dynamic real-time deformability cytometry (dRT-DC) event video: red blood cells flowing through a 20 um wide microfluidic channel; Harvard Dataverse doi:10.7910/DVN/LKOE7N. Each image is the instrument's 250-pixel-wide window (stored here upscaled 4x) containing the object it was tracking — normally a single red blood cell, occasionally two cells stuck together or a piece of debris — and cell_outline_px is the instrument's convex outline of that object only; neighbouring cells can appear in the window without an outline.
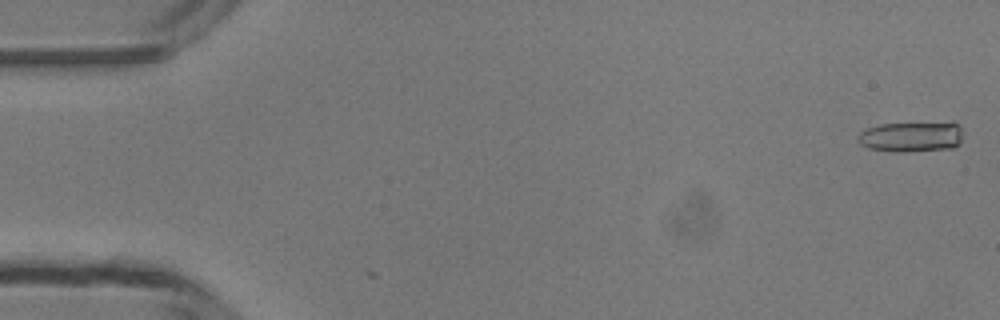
{"species": "common noctule bat (a hibernating species)", "species_latin": "Nyctalus noctula", "temperature_condition": "room temperature", "stored_images_in_passage": 20, "camera_frame_rate_fps": 3000, "um_per_image_px": 0.085, "animal": {"sex": "male", "body_mass_g": 13.3}, "frame": {"image": 1, "passage_image": 1, "time_ms": 0.0, "image_size_px": [1000, 320], "cell_outline_px": [[960, 144], [956, 148], [904, 152], [896, 152], [868, 148], [860, 144], [856, 136], [860, 132], [868, 128], [880, 124], [952, 120], [960, 124]], "centroid_in_image_um": [77.51, 11.59], "position_along_channel_um": 7.5, "area_um2": 19.36}}
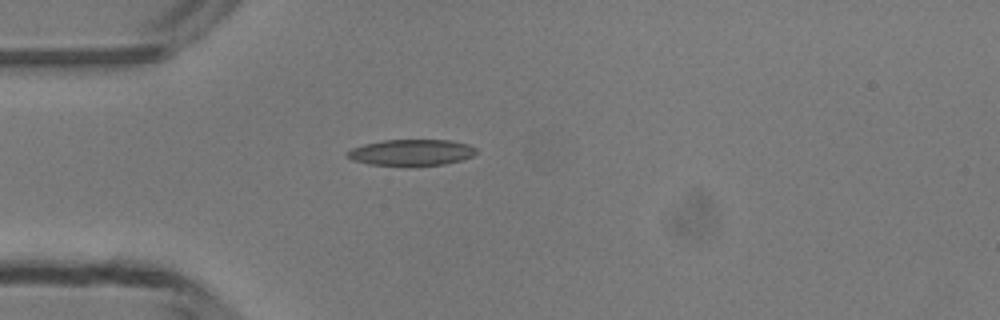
{"frame": {"image": 2, "passage_image": 14, "time_ms": 4.333, "image_size_px": [1000, 320], "cell_outline_px": [[476, 152], [472, 156], [460, 160], [444, 164], [412, 168], [368, 164], [352, 160], [344, 156], [352, 148], [364, 144], [384, 140], [452, 140], [468, 144], [476, 148]], "centroid_in_image_um": [34.94, 12.99], "position_along_channel_um": 50.1, "area_um2": 20.29}}
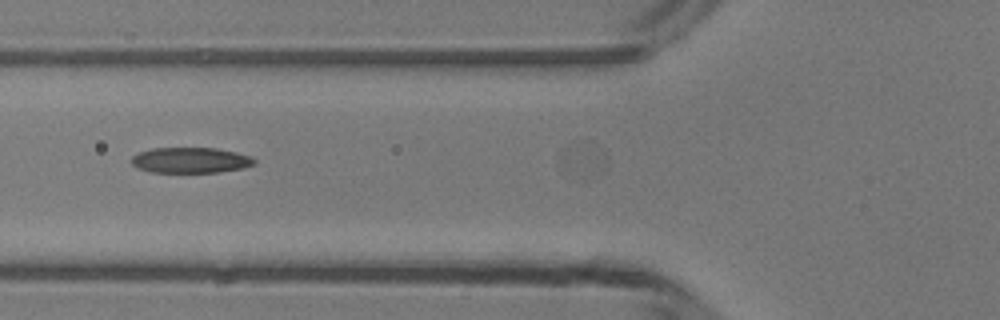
{"frame": {"image": 3, "passage_image": 19, "time_ms": 6.0, "image_size_px": [1000, 320], "cell_outline_px": [[256, 164], [244, 168], [220, 172], [152, 172], [140, 168], [132, 164], [128, 160], [132, 156], [140, 152], [152, 148], [216, 148], [236, 152], [252, 156], [256, 160]], "centroid_in_image_um": [16.23, 13.61], "position_along_channel_um": 109.6, "area_um2": 18.44}}